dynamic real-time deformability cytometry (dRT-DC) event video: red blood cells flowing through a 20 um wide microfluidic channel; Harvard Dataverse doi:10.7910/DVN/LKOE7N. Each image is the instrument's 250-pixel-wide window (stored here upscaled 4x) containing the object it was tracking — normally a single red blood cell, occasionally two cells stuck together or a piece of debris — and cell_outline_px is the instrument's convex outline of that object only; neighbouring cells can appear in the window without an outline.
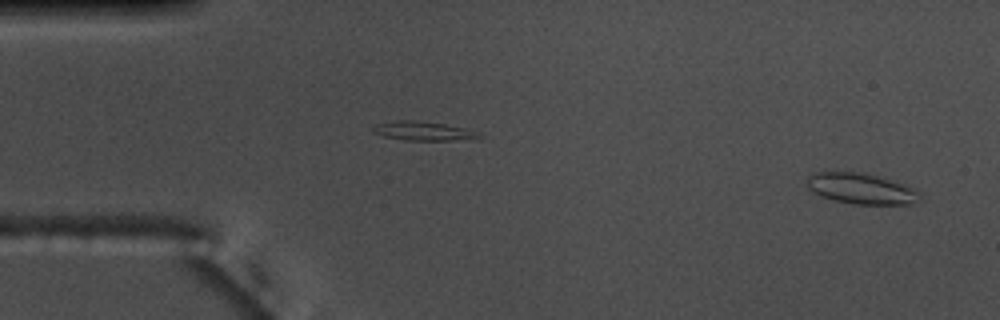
{"species": "common noctule bat (a hibernating species)", "species_latin": "Nyctalus noctula", "temperature_condition": "warm", "stored_images_in_passage": 54, "camera_frame_rate_fps": 3000, "um_per_image_px": 0.085, "animal": {"sex": "male", "body_mass_g": 17.5, "forearm_length_mm": 52.3}, "frame": {"image": 1, "passage_image": 2, "time_ms": 0.333, "image_size_px": [1000, 320], "cell_outline_px": [[920, 200], [912, 204], [852, 204], [820, 196], [812, 192], [808, 188], [808, 176], [812, 172], [864, 172], [904, 184], [916, 188], [920, 192]], "centroid_in_image_um": [73.22, 16.03], "position_along_channel_um": 11.8, "area_um2": 20.35}}
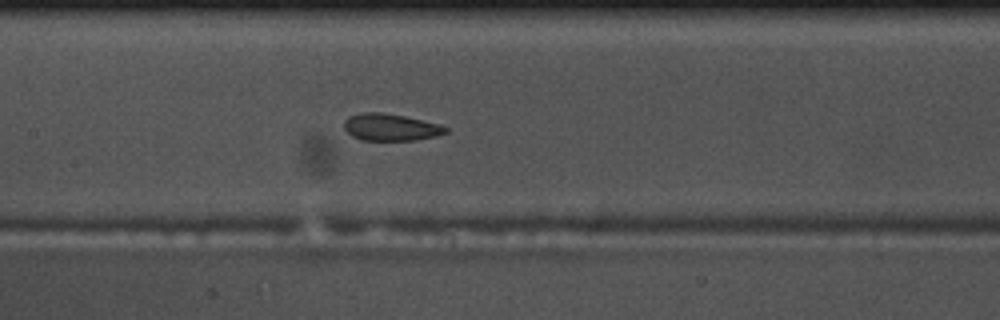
{"frame": {"image": 2, "passage_image": 25, "time_ms": 8.0, "image_size_px": [1000, 320], "cell_outline_px": [[448, 132], [436, 136], [416, 140], [360, 140], [352, 136], [344, 128], [344, 120], [348, 116], [364, 112], [384, 112], [404, 116], [440, 124], [448, 128]], "centroid_in_image_um": [33.2, 10.81], "position_along_channel_um": 174.2, "area_um2": 16.07}}
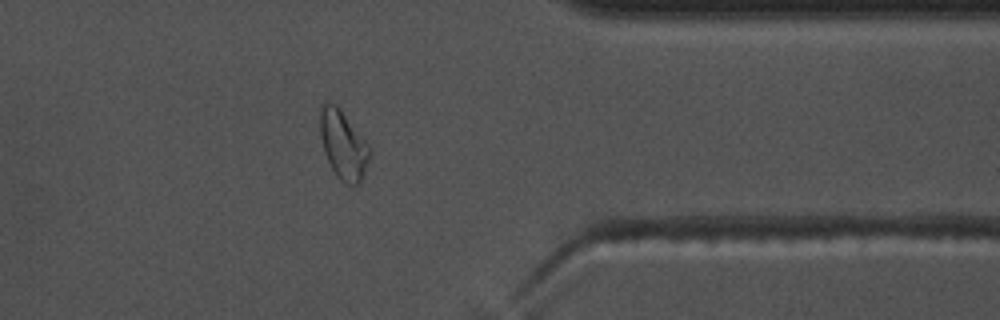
{"frame": {"image": 3, "passage_image": 43, "time_ms": 14.0, "image_size_px": [1000, 320], "cell_outline_px": [[372, 152], [364, 172], [360, 180], [356, 184], [344, 184], [336, 176], [324, 152], [320, 136], [320, 104], [324, 100], [328, 100], [336, 104], [340, 108], [372, 148]], "centroid_in_image_um": [29.16, 12.25], "position_along_channel_um": 382.2, "area_um2": 20.06}, "authors_computed_cell_mechanics": {"area_um2": 17.6868, "velocity_mm_per_s": 3.693, "shape_relaxation_time_tau1_ms": null, "shape_relaxation_time_tau2_ms": 2.0203, "deformation_change_tau1": null, "deformation_change_tau2": 0.0681}}